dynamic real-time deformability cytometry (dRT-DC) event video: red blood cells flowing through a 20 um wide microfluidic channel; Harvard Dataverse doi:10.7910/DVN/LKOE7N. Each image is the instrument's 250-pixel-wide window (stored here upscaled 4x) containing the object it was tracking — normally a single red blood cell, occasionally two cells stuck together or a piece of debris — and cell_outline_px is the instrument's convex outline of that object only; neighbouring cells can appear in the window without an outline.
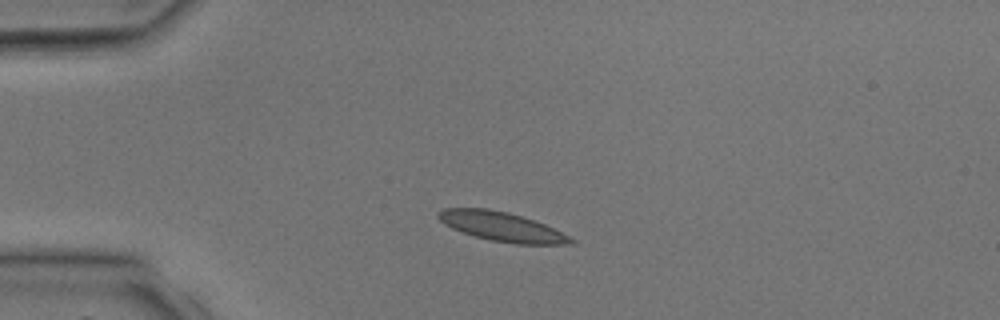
{"species": "common noctule bat (a hibernating species)", "species_latin": "Nyctalus noctula", "temperature_condition": "room temperature", "stored_images_in_passage": 3, "camera_frame_rate_fps": 3000, "um_per_image_px": 0.085, "animal": {"sex": "male", "body_mass_g": 17.9, "forearm_length_mm": 54.2}, "frame": {"image": 1, "passage_image": 2, "time_ms": 2.0, "image_size_px": [1000, 320], "cell_outline_px": [[576, 240], [572, 244], [516, 244], [492, 240], [476, 236], [452, 228], [444, 224], [436, 216], [436, 212], [444, 208], [488, 208], [508, 212], [544, 224]], "centroid_in_image_um": [42.61, 19.25], "position_along_channel_um": 42.4, "area_um2": 22.25}}